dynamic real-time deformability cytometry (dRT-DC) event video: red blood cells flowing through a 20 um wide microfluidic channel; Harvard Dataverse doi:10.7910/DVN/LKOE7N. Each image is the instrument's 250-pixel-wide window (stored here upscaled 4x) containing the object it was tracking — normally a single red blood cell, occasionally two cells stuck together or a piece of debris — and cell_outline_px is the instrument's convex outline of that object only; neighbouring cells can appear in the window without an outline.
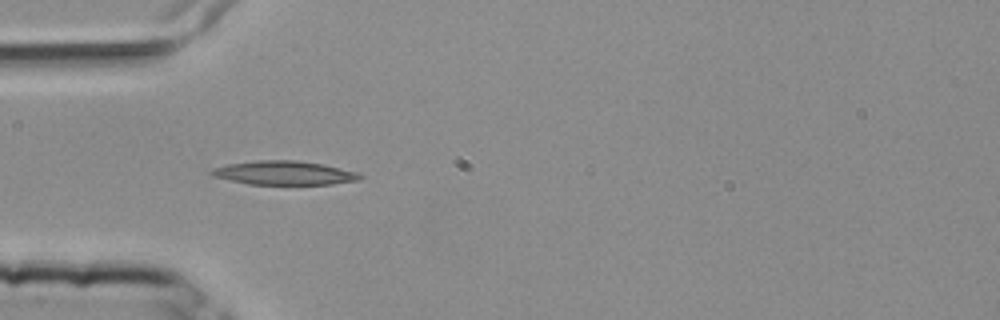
{"species": "common noctule bat (a hibernating species)", "species_latin": "Nyctalus noctula", "temperature_condition": "room temperature", "stored_images_in_passage": 4, "camera_frame_rate_fps": 3000, "um_per_image_px": 0.085, "animal": {"sex": "female", "body_mass_g": 25.1}, "frame": {"image": 1, "passage_image": 4, "time_ms": 1.0, "image_size_px": [1000, 320], "cell_outline_px": [[360, 180], [332, 184], [248, 184], [212, 176], [208, 172], [212, 168], [228, 164], [256, 160], [296, 160], [324, 164], [356, 172], [360, 176]], "centroid_in_image_um": [24.1, 14.69], "position_along_channel_um": 60.9, "area_um2": 20.58}}